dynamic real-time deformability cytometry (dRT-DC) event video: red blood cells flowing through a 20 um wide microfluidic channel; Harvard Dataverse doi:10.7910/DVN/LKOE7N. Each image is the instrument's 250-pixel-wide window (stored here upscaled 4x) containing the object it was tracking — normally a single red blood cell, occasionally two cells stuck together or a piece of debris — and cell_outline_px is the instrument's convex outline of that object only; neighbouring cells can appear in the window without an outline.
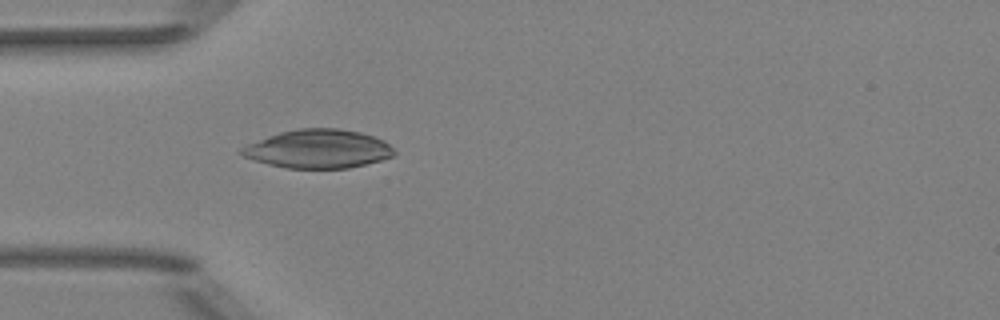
{"species": "Egyptian fruit bat (a non-hibernating species)", "species_latin": "Rousettus aegyptiacus", "temperature_condition": "room temperature", "stored_images_in_passage": 44, "camera_frame_rate_fps": 3000, "um_per_image_px": 0.085, "animal": {"sex": "female"}, "frame": {"image": 1, "passage_image": 9, "time_ms": 2.667, "image_size_px": [1000, 320], "cell_outline_px": [[396, 152], [392, 156], [380, 160], [348, 168], [288, 168], [268, 164], [240, 156], [236, 152], [240, 148], [248, 144], [268, 136], [280, 132], [296, 128], [340, 128], [360, 132], [384, 140]], "centroid_in_image_um": [26.99, 12.65], "position_along_channel_um": 58.0, "area_um2": 34.33}}
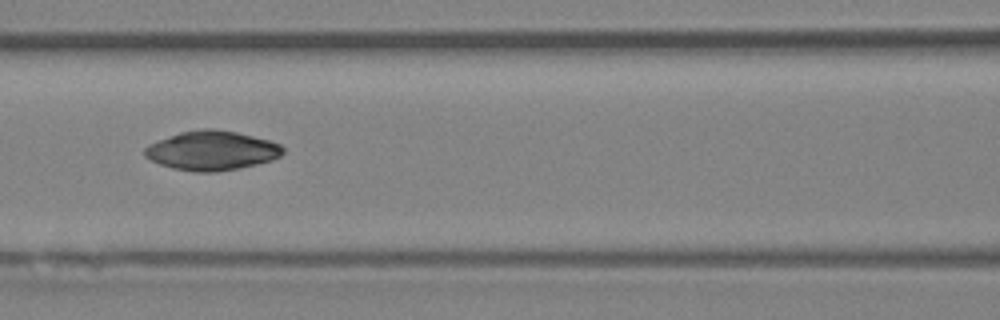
{"frame": {"image": 2, "passage_image": 16, "time_ms": 5.0, "image_size_px": [1000, 320], "cell_outline_px": [[284, 152], [280, 156], [272, 160], [240, 168], [216, 172], [196, 172], [172, 168], [160, 164], [144, 156], [144, 148], [148, 144], [180, 132], [200, 128], [212, 128], [236, 132], [268, 140], [280, 144], [284, 148]], "centroid_in_image_um": [18.0, 12.8], "position_along_channel_um": 148.6, "area_um2": 31.67}}
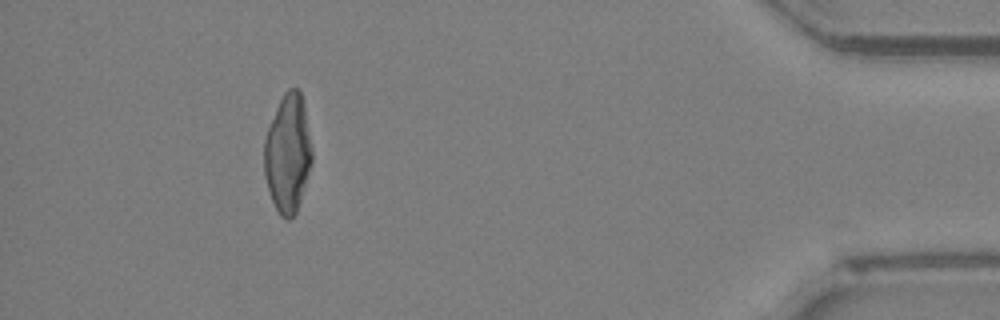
{"frame": {"image": 3, "passage_image": 40, "time_ms": 13.0, "image_size_px": [1000, 320], "cell_outline_px": [[312, 160], [300, 200], [296, 212], [288, 220], [284, 220], [280, 216], [272, 200], [264, 176], [264, 140], [268, 128], [276, 108], [284, 92], [288, 88], [296, 88], [300, 92], [304, 104], [312, 148]], "centroid_in_image_um": [24.45, 13.04], "position_along_channel_um": 410.7, "area_um2": 32.71}}